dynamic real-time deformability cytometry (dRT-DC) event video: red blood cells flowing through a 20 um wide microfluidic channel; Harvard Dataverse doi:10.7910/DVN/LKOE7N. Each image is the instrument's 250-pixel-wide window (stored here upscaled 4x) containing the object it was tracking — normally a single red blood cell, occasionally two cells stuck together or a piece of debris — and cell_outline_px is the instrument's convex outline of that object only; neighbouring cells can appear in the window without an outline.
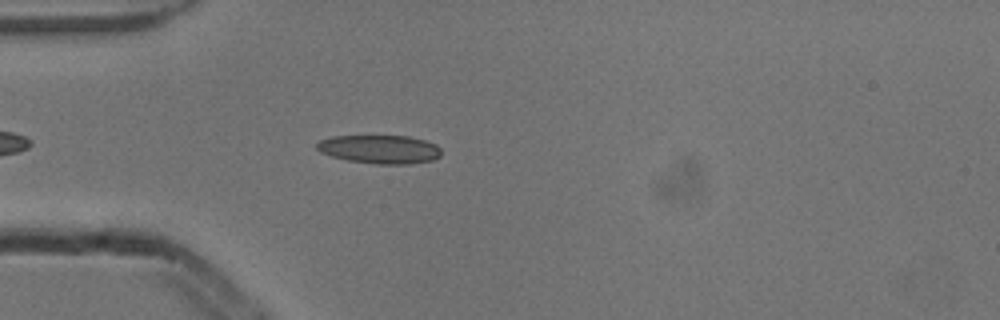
{"species": "common noctule bat (a hibernating species)", "species_latin": "Nyctalus noctula", "temperature_condition": "cold", "stored_images_in_passage": 44, "camera_frame_rate_fps": 3000, "um_per_image_px": 0.085, "animal": {"sex": "male", "body_mass_g": 13.3}, "frame": {"image": 1, "passage_image": 6, "time_ms": 1.667, "image_size_px": [1000, 320], "cell_outline_px": [[440, 156], [432, 160], [408, 164], [376, 164], [348, 160], [332, 156], [320, 152], [316, 148], [316, 144], [320, 140], [332, 136], [408, 136], [424, 140], [436, 144], [440, 148]], "centroid_in_image_um": [32.27, 12.68], "position_along_channel_um": 52.7, "area_um2": 20.63}}
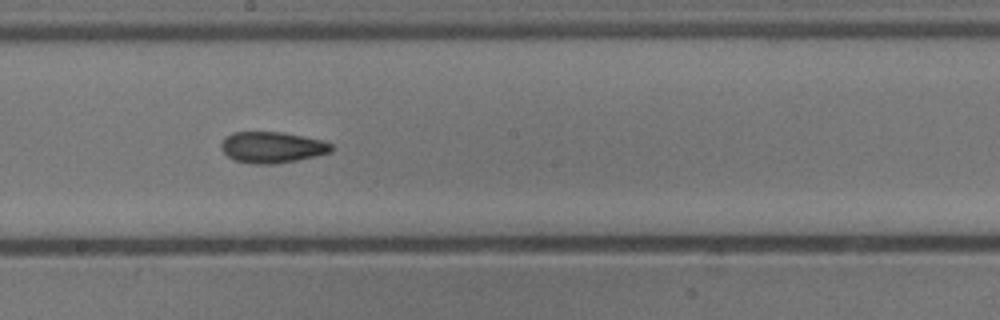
{"frame": {"image": 2, "passage_image": 20, "time_ms": 6.333, "image_size_px": [1000, 320], "cell_outline_px": [[332, 152], [316, 156], [276, 164], [256, 164], [236, 160], [228, 156], [220, 148], [220, 144], [224, 136], [232, 132], [284, 132], [324, 140], [332, 144]], "centroid_in_image_um": [23.13, 12.51], "position_along_channel_um": 225.1, "area_um2": 20.17}}
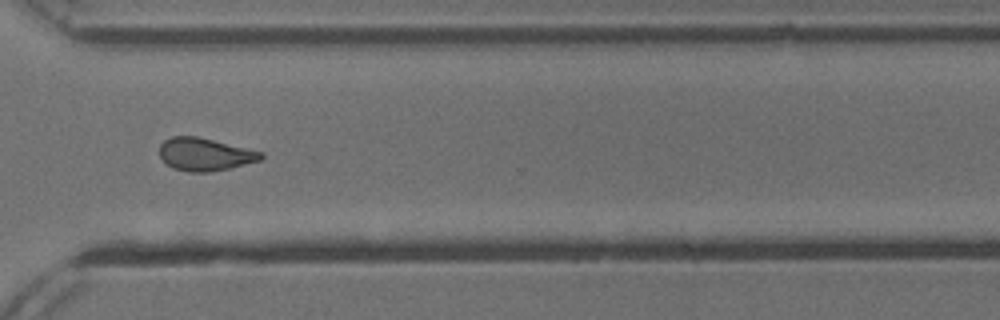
{"frame": {"image": 3, "passage_image": 30, "time_ms": 9.667, "image_size_px": [1000, 320], "cell_outline_px": [[264, 156], [260, 160], [228, 168], [208, 172], [188, 172], [176, 168], [168, 164], [160, 156], [160, 144], [164, 140], [172, 136], [196, 136], [264, 152]], "centroid_in_image_um": [17.42, 13.11], "position_along_channel_um": 353.2, "area_um2": 19.07}, "authors_computed_cell_mechanics": {"area_um2": 19.4786, "velocity_mm_per_s": 3.8466, "shape_relaxation_time_tau1_ms": null, "shape_relaxation_time_tau2_ms": 4.5303, "deformation_change_tau1": null, "deformation_change_tau2": 0.12}}